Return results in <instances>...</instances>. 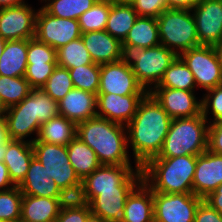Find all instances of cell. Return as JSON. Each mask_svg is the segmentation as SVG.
I'll use <instances>...</instances> for the list:
<instances>
[{"instance_id":"6da1fadb","label":"cell","mask_w":222,"mask_h":222,"mask_svg":"<svg viewBox=\"0 0 222 222\" xmlns=\"http://www.w3.org/2000/svg\"><path fill=\"white\" fill-rule=\"evenodd\" d=\"M171 120L156 98L147 93L126 125L128 146L132 147L135 166L143 167L151 158L159 155Z\"/></svg>"},{"instance_id":"7a4b0ae2","label":"cell","mask_w":222,"mask_h":222,"mask_svg":"<svg viewBox=\"0 0 222 222\" xmlns=\"http://www.w3.org/2000/svg\"><path fill=\"white\" fill-rule=\"evenodd\" d=\"M77 136L95 151L102 165H131L125 125L96 116L77 124Z\"/></svg>"},{"instance_id":"3957f363","label":"cell","mask_w":222,"mask_h":222,"mask_svg":"<svg viewBox=\"0 0 222 222\" xmlns=\"http://www.w3.org/2000/svg\"><path fill=\"white\" fill-rule=\"evenodd\" d=\"M197 156L154 157L142 168L143 181L152 192L193 193Z\"/></svg>"},{"instance_id":"277c9868","label":"cell","mask_w":222,"mask_h":222,"mask_svg":"<svg viewBox=\"0 0 222 222\" xmlns=\"http://www.w3.org/2000/svg\"><path fill=\"white\" fill-rule=\"evenodd\" d=\"M209 123L198 116L171 120L161 152L156 157L197 156L208 149Z\"/></svg>"},{"instance_id":"5b68a950","label":"cell","mask_w":222,"mask_h":222,"mask_svg":"<svg viewBox=\"0 0 222 222\" xmlns=\"http://www.w3.org/2000/svg\"><path fill=\"white\" fill-rule=\"evenodd\" d=\"M157 23L160 44L177 56L200 45L191 10L167 8L157 17Z\"/></svg>"},{"instance_id":"8992f818","label":"cell","mask_w":222,"mask_h":222,"mask_svg":"<svg viewBox=\"0 0 222 222\" xmlns=\"http://www.w3.org/2000/svg\"><path fill=\"white\" fill-rule=\"evenodd\" d=\"M177 55L163 45L132 49L126 55L138 83L150 93L162 80ZM154 85V86H153Z\"/></svg>"},{"instance_id":"52a82bcc","label":"cell","mask_w":222,"mask_h":222,"mask_svg":"<svg viewBox=\"0 0 222 222\" xmlns=\"http://www.w3.org/2000/svg\"><path fill=\"white\" fill-rule=\"evenodd\" d=\"M132 165H101L84 180L89 203L97 191L116 190V187H136L142 180V168Z\"/></svg>"},{"instance_id":"ba28073f","label":"cell","mask_w":222,"mask_h":222,"mask_svg":"<svg viewBox=\"0 0 222 222\" xmlns=\"http://www.w3.org/2000/svg\"><path fill=\"white\" fill-rule=\"evenodd\" d=\"M179 57L193 73L196 87L208 91L222 84V69L213 46L199 45Z\"/></svg>"},{"instance_id":"9c48e42d","label":"cell","mask_w":222,"mask_h":222,"mask_svg":"<svg viewBox=\"0 0 222 222\" xmlns=\"http://www.w3.org/2000/svg\"><path fill=\"white\" fill-rule=\"evenodd\" d=\"M32 147L34 157L45 167L46 175L51 177L60 189L81 181L69 162L67 146L49 144L36 139Z\"/></svg>"},{"instance_id":"30bf717a","label":"cell","mask_w":222,"mask_h":222,"mask_svg":"<svg viewBox=\"0 0 222 222\" xmlns=\"http://www.w3.org/2000/svg\"><path fill=\"white\" fill-rule=\"evenodd\" d=\"M202 200L193 193L153 192L154 222H194Z\"/></svg>"},{"instance_id":"8fae6325","label":"cell","mask_w":222,"mask_h":222,"mask_svg":"<svg viewBox=\"0 0 222 222\" xmlns=\"http://www.w3.org/2000/svg\"><path fill=\"white\" fill-rule=\"evenodd\" d=\"M79 21L52 16L42 7L37 10L35 37L55 50L81 37Z\"/></svg>"},{"instance_id":"7c38bea8","label":"cell","mask_w":222,"mask_h":222,"mask_svg":"<svg viewBox=\"0 0 222 222\" xmlns=\"http://www.w3.org/2000/svg\"><path fill=\"white\" fill-rule=\"evenodd\" d=\"M98 93H113L121 96L130 94H147L138 83L128 60L100 65V81Z\"/></svg>"},{"instance_id":"4fadbf2b","label":"cell","mask_w":222,"mask_h":222,"mask_svg":"<svg viewBox=\"0 0 222 222\" xmlns=\"http://www.w3.org/2000/svg\"><path fill=\"white\" fill-rule=\"evenodd\" d=\"M200 45L222 41V0H199L191 9Z\"/></svg>"},{"instance_id":"5bb4252c","label":"cell","mask_w":222,"mask_h":222,"mask_svg":"<svg viewBox=\"0 0 222 222\" xmlns=\"http://www.w3.org/2000/svg\"><path fill=\"white\" fill-rule=\"evenodd\" d=\"M35 11L28 3L0 9V36L5 40L35 37Z\"/></svg>"},{"instance_id":"9a60e30c","label":"cell","mask_w":222,"mask_h":222,"mask_svg":"<svg viewBox=\"0 0 222 222\" xmlns=\"http://www.w3.org/2000/svg\"><path fill=\"white\" fill-rule=\"evenodd\" d=\"M4 119L9 139L28 141L31 144L37 139L41 123L35 117L34 99L30 95L17 105L7 108ZM35 133L36 138L25 140Z\"/></svg>"},{"instance_id":"2e32d148","label":"cell","mask_w":222,"mask_h":222,"mask_svg":"<svg viewBox=\"0 0 222 222\" xmlns=\"http://www.w3.org/2000/svg\"><path fill=\"white\" fill-rule=\"evenodd\" d=\"M195 90L155 87L150 92L162 105L171 119L198 116L202 113V101H198Z\"/></svg>"},{"instance_id":"e0dca14e","label":"cell","mask_w":222,"mask_h":222,"mask_svg":"<svg viewBox=\"0 0 222 222\" xmlns=\"http://www.w3.org/2000/svg\"><path fill=\"white\" fill-rule=\"evenodd\" d=\"M146 94L121 96L113 93L97 94V117L127 125L137 112L141 100Z\"/></svg>"},{"instance_id":"ac0fdd59","label":"cell","mask_w":222,"mask_h":222,"mask_svg":"<svg viewBox=\"0 0 222 222\" xmlns=\"http://www.w3.org/2000/svg\"><path fill=\"white\" fill-rule=\"evenodd\" d=\"M222 184V154H215L208 149L197 155L193 177V194L206 198Z\"/></svg>"},{"instance_id":"d6986e66","label":"cell","mask_w":222,"mask_h":222,"mask_svg":"<svg viewBox=\"0 0 222 222\" xmlns=\"http://www.w3.org/2000/svg\"><path fill=\"white\" fill-rule=\"evenodd\" d=\"M81 38L94 63H114L125 57L122 43L106 30L82 33Z\"/></svg>"},{"instance_id":"ffe728a7","label":"cell","mask_w":222,"mask_h":222,"mask_svg":"<svg viewBox=\"0 0 222 222\" xmlns=\"http://www.w3.org/2000/svg\"><path fill=\"white\" fill-rule=\"evenodd\" d=\"M60 115L78 124L97 116V95L73 88L58 101Z\"/></svg>"},{"instance_id":"44dd1931","label":"cell","mask_w":222,"mask_h":222,"mask_svg":"<svg viewBox=\"0 0 222 222\" xmlns=\"http://www.w3.org/2000/svg\"><path fill=\"white\" fill-rule=\"evenodd\" d=\"M135 187H116V190L97 191V196L89 203L91 213L107 222H121L125 202Z\"/></svg>"},{"instance_id":"7402d4cb","label":"cell","mask_w":222,"mask_h":222,"mask_svg":"<svg viewBox=\"0 0 222 222\" xmlns=\"http://www.w3.org/2000/svg\"><path fill=\"white\" fill-rule=\"evenodd\" d=\"M121 222H154L153 192L143 180L128 195Z\"/></svg>"},{"instance_id":"603a6c76","label":"cell","mask_w":222,"mask_h":222,"mask_svg":"<svg viewBox=\"0 0 222 222\" xmlns=\"http://www.w3.org/2000/svg\"><path fill=\"white\" fill-rule=\"evenodd\" d=\"M46 174L45 167L37 158L33 157L25 178L18 185L22 194L58 198L60 188L56 185V182Z\"/></svg>"},{"instance_id":"cb8c5ba5","label":"cell","mask_w":222,"mask_h":222,"mask_svg":"<svg viewBox=\"0 0 222 222\" xmlns=\"http://www.w3.org/2000/svg\"><path fill=\"white\" fill-rule=\"evenodd\" d=\"M33 157L34 150L30 142L7 140V150L3 163L8 168L11 181L16 186L25 178Z\"/></svg>"},{"instance_id":"d4e9b609","label":"cell","mask_w":222,"mask_h":222,"mask_svg":"<svg viewBox=\"0 0 222 222\" xmlns=\"http://www.w3.org/2000/svg\"><path fill=\"white\" fill-rule=\"evenodd\" d=\"M158 45H160V39L157 18L138 16L122 42V49L126 55L132 49H145Z\"/></svg>"},{"instance_id":"484cf974","label":"cell","mask_w":222,"mask_h":222,"mask_svg":"<svg viewBox=\"0 0 222 222\" xmlns=\"http://www.w3.org/2000/svg\"><path fill=\"white\" fill-rule=\"evenodd\" d=\"M59 212L57 198L23 195L20 222H55Z\"/></svg>"},{"instance_id":"4316f807","label":"cell","mask_w":222,"mask_h":222,"mask_svg":"<svg viewBox=\"0 0 222 222\" xmlns=\"http://www.w3.org/2000/svg\"><path fill=\"white\" fill-rule=\"evenodd\" d=\"M28 39L7 40L0 57V75L24 77L27 68Z\"/></svg>"},{"instance_id":"83f0119b","label":"cell","mask_w":222,"mask_h":222,"mask_svg":"<svg viewBox=\"0 0 222 222\" xmlns=\"http://www.w3.org/2000/svg\"><path fill=\"white\" fill-rule=\"evenodd\" d=\"M76 136L77 124L59 114L41 124L37 140L67 146Z\"/></svg>"},{"instance_id":"f1b7e54d","label":"cell","mask_w":222,"mask_h":222,"mask_svg":"<svg viewBox=\"0 0 222 222\" xmlns=\"http://www.w3.org/2000/svg\"><path fill=\"white\" fill-rule=\"evenodd\" d=\"M69 162L80 180H84L102 164L97 155L87 144L76 136L68 145Z\"/></svg>"},{"instance_id":"f546056e","label":"cell","mask_w":222,"mask_h":222,"mask_svg":"<svg viewBox=\"0 0 222 222\" xmlns=\"http://www.w3.org/2000/svg\"><path fill=\"white\" fill-rule=\"evenodd\" d=\"M137 17V12L129 2L110 3V12L105 30L122 43Z\"/></svg>"},{"instance_id":"4dcf8cb0","label":"cell","mask_w":222,"mask_h":222,"mask_svg":"<svg viewBox=\"0 0 222 222\" xmlns=\"http://www.w3.org/2000/svg\"><path fill=\"white\" fill-rule=\"evenodd\" d=\"M156 87L194 90L196 88V82L193 73L183 60L177 56L165 70L162 80Z\"/></svg>"},{"instance_id":"1f68e13d","label":"cell","mask_w":222,"mask_h":222,"mask_svg":"<svg viewBox=\"0 0 222 222\" xmlns=\"http://www.w3.org/2000/svg\"><path fill=\"white\" fill-rule=\"evenodd\" d=\"M56 56L57 65L67 69L94 63L81 37L57 49Z\"/></svg>"},{"instance_id":"d6a6232c","label":"cell","mask_w":222,"mask_h":222,"mask_svg":"<svg viewBox=\"0 0 222 222\" xmlns=\"http://www.w3.org/2000/svg\"><path fill=\"white\" fill-rule=\"evenodd\" d=\"M42 1H45L42 8L50 15L78 20L97 0H41V3Z\"/></svg>"},{"instance_id":"836d02e7","label":"cell","mask_w":222,"mask_h":222,"mask_svg":"<svg viewBox=\"0 0 222 222\" xmlns=\"http://www.w3.org/2000/svg\"><path fill=\"white\" fill-rule=\"evenodd\" d=\"M32 89L25 77L0 75V99L6 109L20 103Z\"/></svg>"},{"instance_id":"e575fe53","label":"cell","mask_w":222,"mask_h":222,"mask_svg":"<svg viewBox=\"0 0 222 222\" xmlns=\"http://www.w3.org/2000/svg\"><path fill=\"white\" fill-rule=\"evenodd\" d=\"M74 88L98 94L100 64L93 63L68 69Z\"/></svg>"},{"instance_id":"d590c367","label":"cell","mask_w":222,"mask_h":222,"mask_svg":"<svg viewBox=\"0 0 222 222\" xmlns=\"http://www.w3.org/2000/svg\"><path fill=\"white\" fill-rule=\"evenodd\" d=\"M109 12V2L96 1L94 5L80 15L78 19L81 33L105 30Z\"/></svg>"},{"instance_id":"8d00e7d4","label":"cell","mask_w":222,"mask_h":222,"mask_svg":"<svg viewBox=\"0 0 222 222\" xmlns=\"http://www.w3.org/2000/svg\"><path fill=\"white\" fill-rule=\"evenodd\" d=\"M23 194L18 186L0 191V220L20 222Z\"/></svg>"},{"instance_id":"74e56055","label":"cell","mask_w":222,"mask_h":222,"mask_svg":"<svg viewBox=\"0 0 222 222\" xmlns=\"http://www.w3.org/2000/svg\"><path fill=\"white\" fill-rule=\"evenodd\" d=\"M74 88L67 68L56 66L52 75L41 89L53 100L60 101L70 90Z\"/></svg>"},{"instance_id":"f35d334b","label":"cell","mask_w":222,"mask_h":222,"mask_svg":"<svg viewBox=\"0 0 222 222\" xmlns=\"http://www.w3.org/2000/svg\"><path fill=\"white\" fill-rule=\"evenodd\" d=\"M57 199L60 210L90 208L83 180L61 188Z\"/></svg>"},{"instance_id":"ab89813d","label":"cell","mask_w":222,"mask_h":222,"mask_svg":"<svg viewBox=\"0 0 222 222\" xmlns=\"http://www.w3.org/2000/svg\"><path fill=\"white\" fill-rule=\"evenodd\" d=\"M29 95L34 99L35 117L41 124L60 114L58 102L42 89H32Z\"/></svg>"},{"instance_id":"60d3db41","label":"cell","mask_w":222,"mask_h":222,"mask_svg":"<svg viewBox=\"0 0 222 222\" xmlns=\"http://www.w3.org/2000/svg\"><path fill=\"white\" fill-rule=\"evenodd\" d=\"M27 63H57L56 50L36 37L28 39Z\"/></svg>"},{"instance_id":"b9f144b4","label":"cell","mask_w":222,"mask_h":222,"mask_svg":"<svg viewBox=\"0 0 222 222\" xmlns=\"http://www.w3.org/2000/svg\"><path fill=\"white\" fill-rule=\"evenodd\" d=\"M201 101L202 114L208 123H215L222 120V84L208 90ZM209 110L211 111L209 112ZM208 113L213 115V119L208 118ZM209 120H212V122Z\"/></svg>"},{"instance_id":"7bdbcfd3","label":"cell","mask_w":222,"mask_h":222,"mask_svg":"<svg viewBox=\"0 0 222 222\" xmlns=\"http://www.w3.org/2000/svg\"><path fill=\"white\" fill-rule=\"evenodd\" d=\"M56 66L57 63L27 64L24 77L33 89H41Z\"/></svg>"},{"instance_id":"ee69618b","label":"cell","mask_w":222,"mask_h":222,"mask_svg":"<svg viewBox=\"0 0 222 222\" xmlns=\"http://www.w3.org/2000/svg\"><path fill=\"white\" fill-rule=\"evenodd\" d=\"M138 16L157 18L167 9L166 0H130Z\"/></svg>"},{"instance_id":"f6af8a7d","label":"cell","mask_w":222,"mask_h":222,"mask_svg":"<svg viewBox=\"0 0 222 222\" xmlns=\"http://www.w3.org/2000/svg\"><path fill=\"white\" fill-rule=\"evenodd\" d=\"M208 150L215 154H222V120L209 123Z\"/></svg>"},{"instance_id":"bcb514c9","label":"cell","mask_w":222,"mask_h":222,"mask_svg":"<svg viewBox=\"0 0 222 222\" xmlns=\"http://www.w3.org/2000/svg\"><path fill=\"white\" fill-rule=\"evenodd\" d=\"M194 222H222V215L203 199L197 207Z\"/></svg>"},{"instance_id":"7dc6e473","label":"cell","mask_w":222,"mask_h":222,"mask_svg":"<svg viewBox=\"0 0 222 222\" xmlns=\"http://www.w3.org/2000/svg\"><path fill=\"white\" fill-rule=\"evenodd\" d=\"M90 213V208L63 209L60 210L55 222H86Z\"/></svg>"},{"instance_id":"c3c4849f","label":"cell","mask_w":222,"mask_h":222,"mask_svg":"<svg viewBox=\"0 0 222 222\" xmlns=\"http://www.w3.org/2000/svg\"><path fill=\"white\" fill-rule=\"evenodd\" d=\"M204 200L222 215V184L204 198Z\"/></svg>"},{"instance_id":"681fc988","label":"cell","mask_w":222,"mask_h":222,"mask_svg":"<svg viewBox=\"0 0 222 222\" xmlns=\"http://www.w3.org/2000/svg\"><path fill=\"white\" fill-rule=\"evenodd\" d=\"M9 139L4 116H0V162H3Z\"/></svg>"},{"instance_id":"f907efd6","label":"cell","mask_w":222,"mask_h":222,"mask_svg":"<svg viewBox=\"0 0 222 222\" xmlns=\"http://www.w3.org/2000/svg\"><path fill=\"white\" fill-rule=\"evenodd\" d=\"M16 186L10 178L8 168L0 162V191L8 190Z\"/></svg>"},{"instance_id":"816d5d0a","label":"cell","mask_w":222,"mask_h":222,"mask_svg":"<svg viewBox=\"0 0 222 222\" xmlns=\"http://www.w3.org/2000/svg\"><path fill=\"white\" fill-rule=\"evenodd\" d=\"M199 0H166L168 9H186L191 10Z\"/></svg>"},{"instance_id":"f5cc1de1","label":"cell","mask_w":222,"mask_h":222,"mask_svg":"<svg viewBox=\"0 0 222 222\" xmlns=\"http://www.w3.org/2000/svg\"><path fill=\"white\" fill-rule=\"evenodd\" d=\"M25 2V0H0V9L6 7L20 6L26 4Z\"/></svg>"},{"instance_id":"db71d44e","label":"cell","mask_w":222,"mask_h":222,"mask_svg":"<svg viewBox=\"0 0 222 222\" xmlns=\"http://www.w3.org/2000/svg\"><path fill=\"white\" fill-rule=\"evenodd\" d=\"M215 51H216V54H217V57H218V60H219V63L221 65V69H222V41L216 45L213 46Z\"/></svg>"},{"instance_id":"11a10c76","label":"cell","mask_w":222,"mask_h":222,"mask_svg":"<svg viewBox=\"0 0 222 222\" xmlns=\"http://www.w3.org/2000/svg\"><path fill=\"white\" fill-rule=\"evenodd\" d=\"M86 222H107L102 217L94 215L93 213H90L86 219Z\"/></svg>"},{"instance_id":"9f6ffc18","label":"cell","mask_w":222,"mask_h":222,"mask_svg":"<svg viewBox=\"0 0 222 222\" xmlns=\"http://www.w3.org/2000/svg\"><path fill=\"white\" fill-rule=\"evenodd\" d=\"M101 2H109V3H128L130 0H97Z\"/></svg>"},{"instance_id":"6f0895ef","label":"cell","mask_w":222,"mask_h":222,"mask_svg":"<svg viewBox=\"0 0 222 222\" xmlns=\"http://www.w3.org/2000/svg\"><path fill=\"white\" fill-rule=\"evenodd\" d=\"M6 42H7V40H5L4 38H2L0 36V57H1L2 53H3V50H4Z\"/></svg>"},{"instance_id":"680465c9","label":"cell","mask_w":222,"mask_h":222,"mask_svg":"<svg viewBox=\"0 0 222 222\" xmlns=\"http://www.w3.org/2000/svg\"><path fill=\"white\" fill-rule=\"evenodd\" d=\"M6 110L7 109L5 108L4 104L2 103V101L0 99V116H4Z\"/></svg>"}]
</instances>
